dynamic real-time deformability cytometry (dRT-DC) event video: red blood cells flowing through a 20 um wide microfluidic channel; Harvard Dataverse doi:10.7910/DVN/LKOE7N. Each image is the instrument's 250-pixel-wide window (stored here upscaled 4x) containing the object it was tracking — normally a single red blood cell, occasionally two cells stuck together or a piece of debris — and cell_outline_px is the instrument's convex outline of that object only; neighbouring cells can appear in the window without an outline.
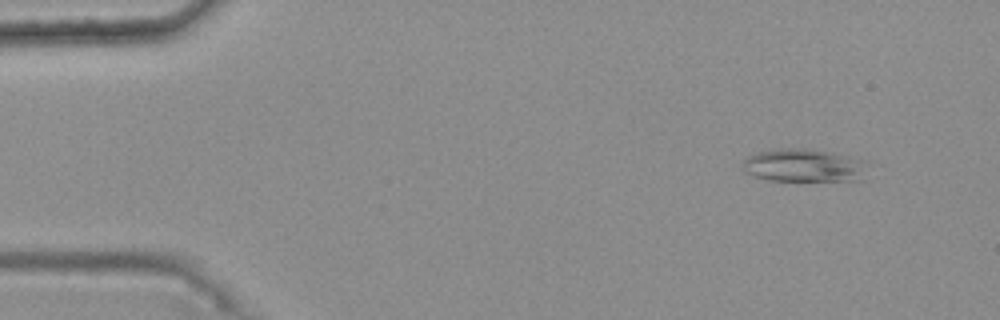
{"species": "common noctule bat (a hibernating species)", "species_latin": "Nyctalus noctula", "temperature_condition": "warm", "stored_images_in_passage": 46, "camera_frame_rate_fps": 3000, "um_per_image_px": 0.085, "animal": {"sex": "female", "body_mass_g": 25.1}, "frame": {"image": 1, "passage_image": 3, "time_ms": 0.667, "image_size_px": [1000, 320], "cell_outline_px": [[868, 164], [864, 180], [768, 180], [744, 172], [740, 164], [748, 156], [756, 152], [780, 148], [804, 148], [828, 152], [848, 156], [860, 160]], "centroid_in_image_um": [68.3, 14.06], "position_along_channel_um": 16.7, "area_um2": 24.04}}
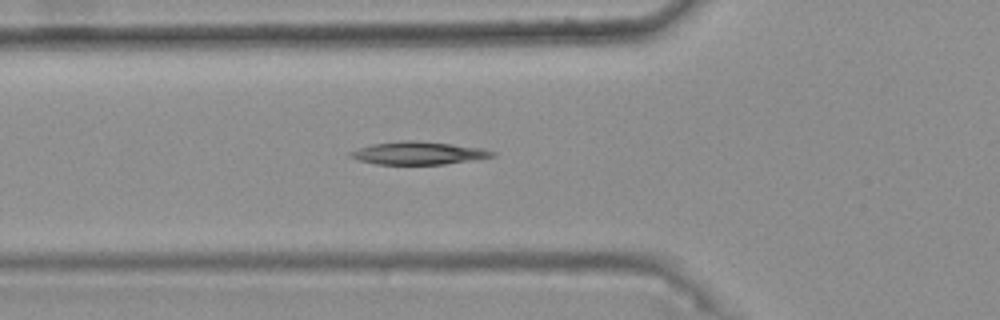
{"frame": {"image": 2, "passage_image": 17, "time_ms": 5.333, "image_size_px": [1000, 320], "cell_outline_px": [[496, 156], [444, 164], [376, 164], [360, 160], [348, 156], [348, 152], [372, 144], [400, 140], [416, 140], [452, 144], [484, 148], [496, 152]], "centroid_in_image_um": [35.57, 13.0], "position_along_channel_um": 90.2, "area_um2": 18.84}}
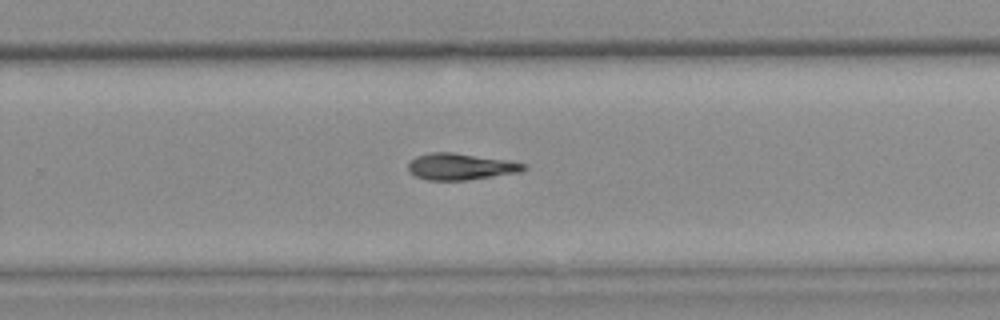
{"frame": {"image": 3, "passage_image": 33, "time_ms": 10.667, "image_size_px": [1000, 320], "cell_outline_px": [[528, 168], [520, 172], [464, 180], [428, 180], [416, 176], [408, 172], [408, 164], [416, 156], [432, 152], [452, 152], [508, 160], [528, 164]], "centroid_in_image_um": [39.16, 14.15], "position_along_channel_um": 290.6, "area_um2": 17.8}}